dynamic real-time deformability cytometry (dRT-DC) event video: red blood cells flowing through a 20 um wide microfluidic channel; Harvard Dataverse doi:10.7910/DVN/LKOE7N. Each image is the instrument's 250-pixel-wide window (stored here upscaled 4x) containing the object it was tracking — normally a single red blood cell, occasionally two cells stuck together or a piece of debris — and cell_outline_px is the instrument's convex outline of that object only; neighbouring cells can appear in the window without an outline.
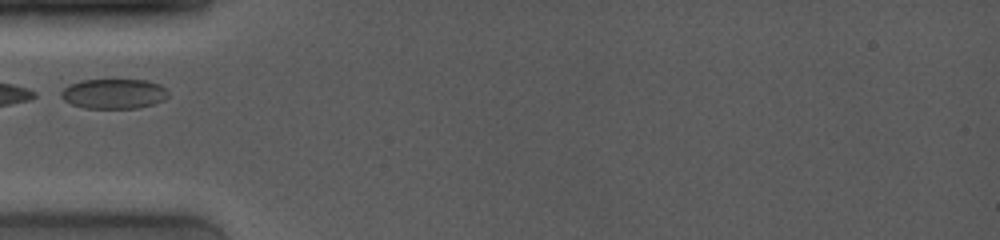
{"species": "common noctule bat (a hibernating species)", "species_latin": "Nyctalus noctula", "temperature_condition": "room temperature", "stored_images_in_passage": 11, "camera_frame_rate_fps": 4000, "um_per_image_px": 0.085, "animal": {"sex": "female", "body_mass_g": 19.0, "forearm_length_mm": 53.3}, "frame": {"image": 1, "passage_image": 1, "time_ms": 0.0, "image_size_px": [1000, 240], "cell_outline_px": [[168, 96], [164, 100], [152, 104], [136, 108], [84, 108], [72, 104], [64, 100], [60, 96], [60, 92], [68, 84], [80, 80], [148, 80], [160, 84], [168, 92]], "centroid_in_image_um": [9.65, 7.96], "position_along_channel_um": 75.3, "area_um2": 18.73}}